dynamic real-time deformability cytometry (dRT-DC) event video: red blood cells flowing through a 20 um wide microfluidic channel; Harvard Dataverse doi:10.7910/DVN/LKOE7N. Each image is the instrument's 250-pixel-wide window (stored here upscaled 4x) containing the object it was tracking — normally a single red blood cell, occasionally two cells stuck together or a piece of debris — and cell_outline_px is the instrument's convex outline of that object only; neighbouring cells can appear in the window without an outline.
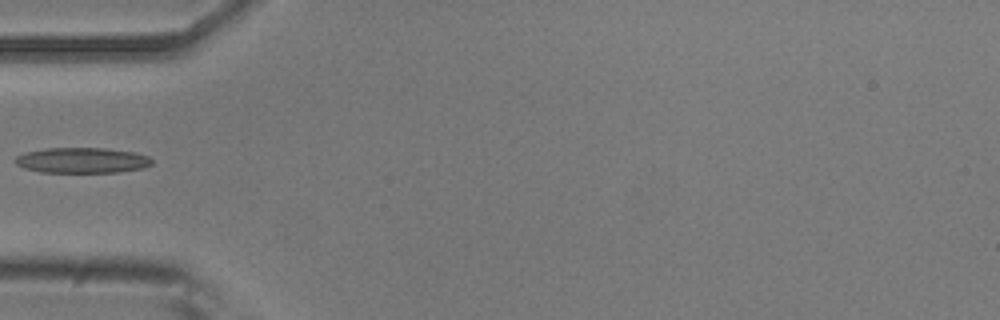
{"species": "common noctule bat (a hibernating species)", "species_latin": "Nyctalus noctula", "temperature_condition": "room temperature", "stored_images_in_passage": 36, "camera_frame_rate_fps": 3000, "um_per_image_px": 0.085, "animal": {"sex": "male", "body_mass_g": 20.5, "forearm_length_mm": 52.5}, "frame": {"image": 1, "passage_image": 1, "time_ms": 0.0, "image_size_px": [1000, 320], "cell_outline_px": [[152, 164], [144, 168], [116, 172], [40, 172], [24, 168], [16, 164], [12, 160], [16, 156], [24, 152], [48, 148], [104, 148], [136, 152], [148, 156], [152, 160]], "centroid_in_image_um": [6.96, 13.62], "position_along_channel_um": 78.0, "area_um2": 20.4}}
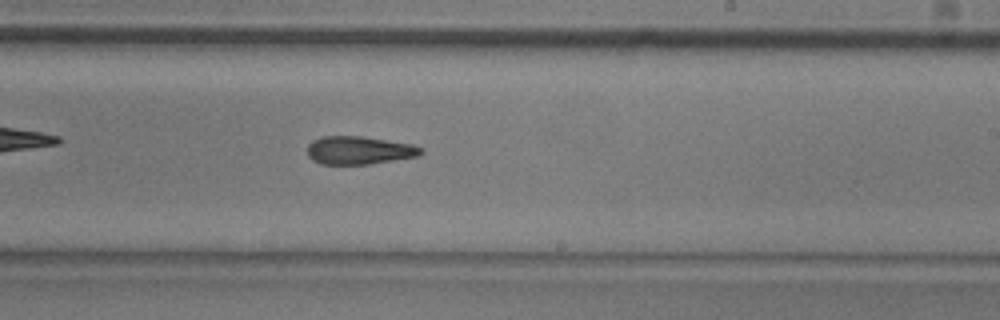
{"frame": {"image": 2, "passage_image": 15, "time_ms": 4.667, "image_size_px": [1000, 320], "cell_outline_px": [[424, 152], [420, 156], [368, 164], [320, 164], [312, 160], [308, 156], [308, 144], [312, 140], [320, 136], [360, 136], [412, 144], [420, 148]], "centroid_in_image_um": [30.49, 12.77], "position_along_channel_um": 258.5, "area_um2": 18.61}}
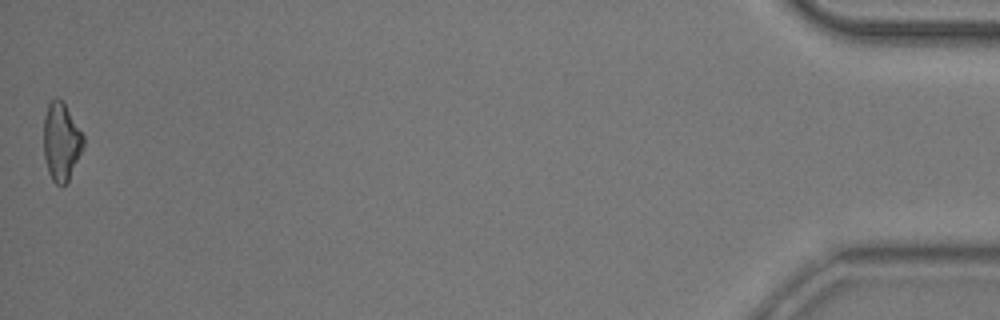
{"frame": {"image": 3, "passage_image": 36, "time_ms": 11.667, "image_size_px": [1000, 320], "cell_outline_px": [[84, 148], [68, 180], [64, 184], [56, 184], [52, 180], [48, 172], [44, 156], [44, 116], [48, 104], [56, 96], [64, 104], [84, 136]], "centroid_in_image_um": [5.2, 12.05], "position_along_channel_um": 430.0, "area_um2": 17.86}}